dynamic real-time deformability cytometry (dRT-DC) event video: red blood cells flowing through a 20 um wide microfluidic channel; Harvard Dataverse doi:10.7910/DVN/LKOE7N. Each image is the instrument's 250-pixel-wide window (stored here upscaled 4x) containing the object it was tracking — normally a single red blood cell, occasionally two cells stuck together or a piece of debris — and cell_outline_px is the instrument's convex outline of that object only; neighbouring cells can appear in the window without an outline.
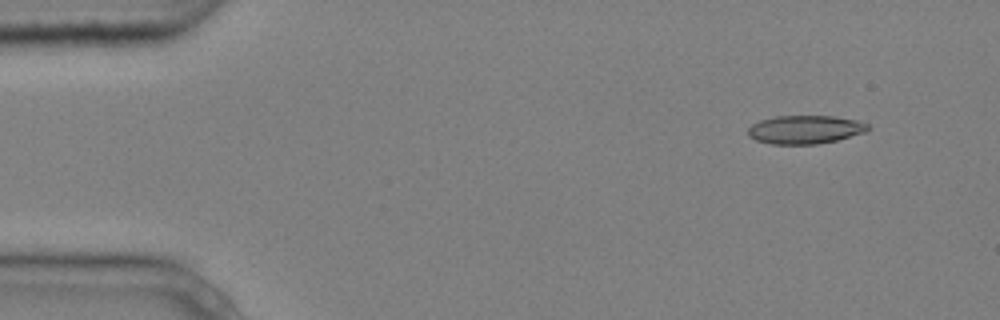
{"species": "common noctule bat (a hibernating species)", "species_latin": "Nyctalus noctula", "temperature_condition": "cold", "stored_images_in_passage": 5, "camera_frame_rate_fps": 3000, "um_per_image_px": 0.085, "animal": {"sex": "male", "body_mass_g": 20.4}, "frame": {"image": 1, "passage_image": 2, "time_ms": 0.333, "image_size_px": [1000, 320], "cell_outline_px": [[872, 128], [864, 132], [836, 140], [816, 144], [772, 144], [756, 140], [748, 136], [748, 128], [752, 124], [760, 120], [776, 116], [832, 116], [856, 120], [868, 124]], "centroid_in_image_um": [68.42, 11.01], "position_along_channel_um": 16.6, "area_um2": 19.77}}
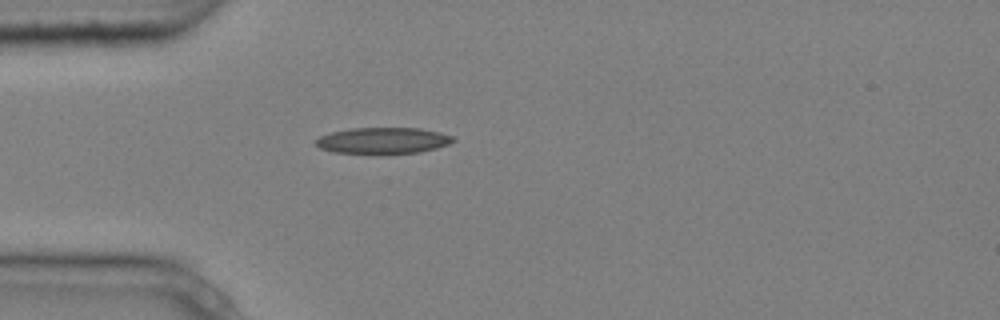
{"frame": {"image": 2, "passage_image": 5, "time_ms": 1.333, "image_size_px": [1000, 320], "cell_outline_px": [[456, 140], [448, 144], [436, 148], [420, 152], [380, 156], [336, 152], [320, 148], [316, 144], [316, 140], [320, 136], [332, 132], [352, 128], [420, 128], [440, 132], [452, 136]], "centroid_in_image_um": [32.57, 11.98], "position_along_channel_um": 52.4, "area_um2": 21.56}}